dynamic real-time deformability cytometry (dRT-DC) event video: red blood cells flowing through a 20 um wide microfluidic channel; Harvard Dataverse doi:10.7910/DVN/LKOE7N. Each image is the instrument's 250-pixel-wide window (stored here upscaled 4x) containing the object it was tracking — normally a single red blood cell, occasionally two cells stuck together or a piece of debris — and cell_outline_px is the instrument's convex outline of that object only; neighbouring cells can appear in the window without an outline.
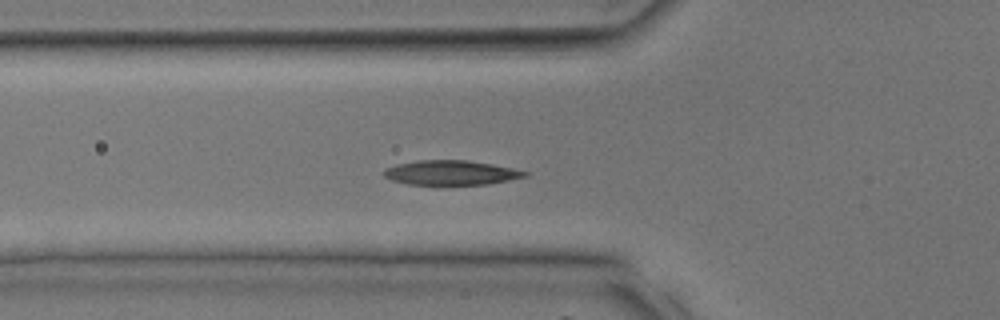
{"species": "common noctule bat (a hibernating species)", "species_latin": "Nyctalus noctula", "temperature_condition": "room temperature", "stored_images_in_passage": 37, "segment_of_instrument_passage": [1, 2], "camera_frame_rate_fps": 3000, "um_per_image_px": 0.085, "animal": {"sex": "male", "body_mass_g": 17.9, "forearm_length_mm": 54.2}, "frame": {"image": 1, "passage_image": 12, "time_ms": 3.667, "image_size_px": [1000, 320], "cell_outline_px": [[528, 176], [488, 184], [408, 184], [392, 180], [384, 176], [384, 168], [396, 164], [416, 160], [468, 160], [492, 164], [512, 168], [528, 172]], "centroid_in_image_um": [38.31, 14.67], "position_along_channel_um": 87.5, "area_um2": 20.06}}
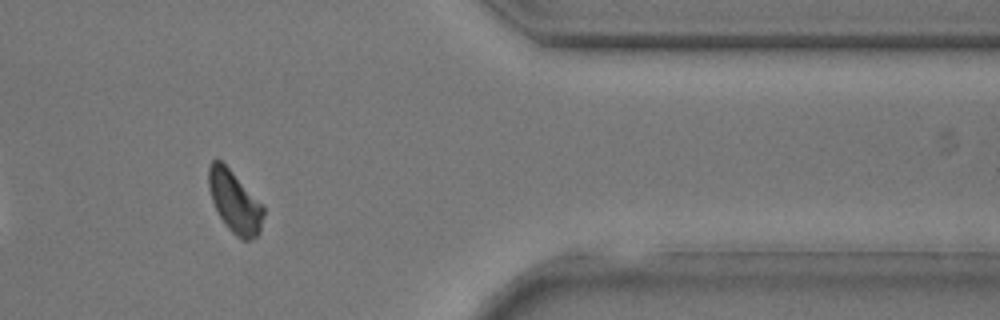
{"frame": {"image": 2, "passage_image": 30, "time_ms": 9.667, "image_size_px": [1000, 320], "cell_outline_px": [[264, 216], [260, 232], [256, 236], [248, 240], [244, 240], [236, 236], [228, 228], [220, 216], [212, 200], [208, 188], [208, 164], [212, 160], [220, 160], [232, 172], [264, 208]], "centroid_in_image_um": [19.92, 17.16], "position_along_channel_um": 391.5, "area_um2": 19.31}}
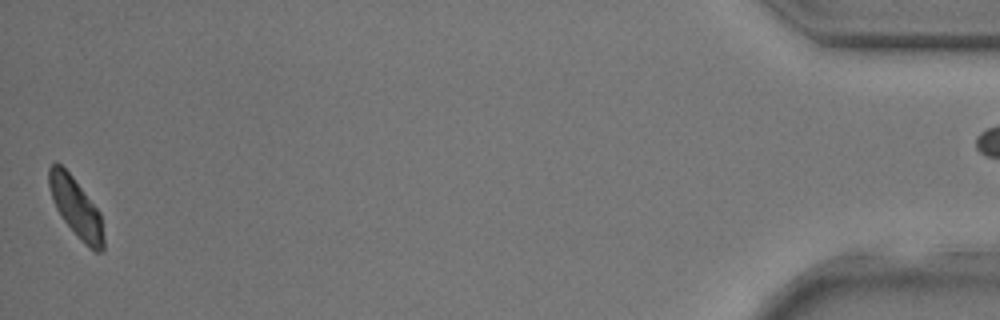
{"frame": {"image": 3, "passage_image": 36, "time_ms": 11.667, "image_size_px": [1000, 320], "cell_outline_px": [[104, 248], [100, 252], [92, 252], [80, 240], [64, 220], [56, 208], [52, 200], [48, 184], [48, 168], [56, 160], [72, 176], [100, 212], [104, 236]], "centroid_in_image_um": [6.46, 17.66], "position_along_channel_um": 428.7, "area_um2": 18.9}}